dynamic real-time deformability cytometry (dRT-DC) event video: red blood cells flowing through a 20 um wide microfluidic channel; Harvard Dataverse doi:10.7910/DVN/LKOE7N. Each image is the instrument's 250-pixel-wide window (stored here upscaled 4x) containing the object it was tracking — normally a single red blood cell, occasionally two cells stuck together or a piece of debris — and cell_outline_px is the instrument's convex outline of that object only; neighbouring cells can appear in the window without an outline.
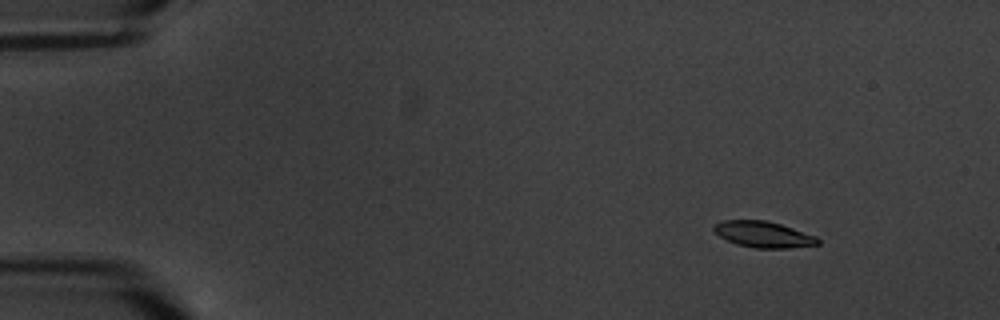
{"species": "common noctule bat (a hibernating species)", "species_latin": "Nyctalus noctula", "temperature_condition": "warm", "stored_images_in_passage": 6, "camera_frame_rate_fps": 3000, "um_per_image_px": 0.085, "animal": {"sex": "male", "body_mass_g": 20.1, "forearm_length_mm": 53.5}, "frame": {"image": 1, "passage_image": 2, "time_ms": 1.333, "image_size_px": [1000, 320], "cell_outline_px": [[820, 244], [788, 248], [756, 248], [736, 244], [720, 236], [712, 228], [712, 224], [724, 220], [764, 220], [780, 224], [816, 236], [820, 240]], "centroid_in_image_um": [64.88, 19.92], "position_along_channel_um": 20.1, "area_um2": 15.72}}